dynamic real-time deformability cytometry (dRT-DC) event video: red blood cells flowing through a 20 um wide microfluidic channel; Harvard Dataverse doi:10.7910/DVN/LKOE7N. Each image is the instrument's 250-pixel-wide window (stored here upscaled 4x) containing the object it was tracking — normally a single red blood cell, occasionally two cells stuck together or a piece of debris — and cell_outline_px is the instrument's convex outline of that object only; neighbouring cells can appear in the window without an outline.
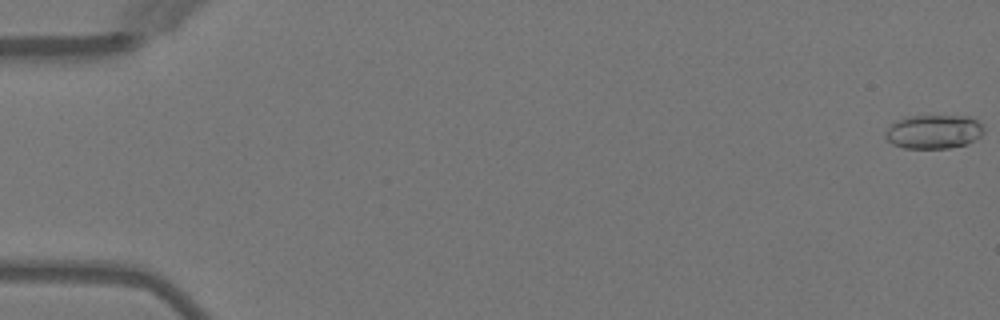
{"species": "Egyptian fruit bat (a non-hibernating species)", "species_latin": "Rousettus aegyptiacus", "temperature_condition": "warm", "stored_images_in_passage": 51, "camera_frame_rate_fps": 3000, "um_per_image_px": 0.085, "animal": {"sex": "female"}, "frame": {"image": 1, "passage_image": 1, "time_ms": 0.0, "image_size_px": [1000, 320], "cell_outline_px": [[984, 132], [980, 136], [964, 144], [948, 148], [904, 148], [892, 144], [884, 136], [884, 132], [896, 120], [908, 116], [968, 116], [984, 124]], "centroid_in_image_um": [79.35, 11.18], "position_along_channel_um": 5.6, "area_um2": 19.42}}
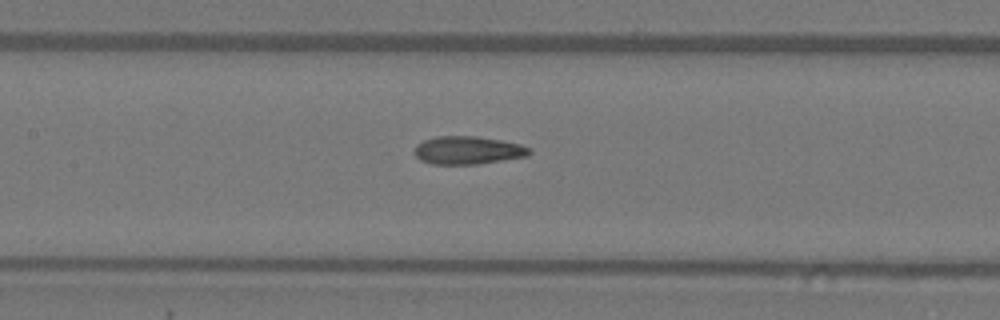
{"frame": {"image": 2, "passage_image": 25, "time_ms": 8.0, "image_size_px": [1000, 320], "cell_outline_px": [[532, 152], [528, 156], [476, 164], [432, 164], [420, 160], [412, 152], [416, 144], [424, 140], [436, 136], [476, 136], [504, 140], [520, 144], [528, 148]], "centroid_in_image_um": [39.73, 12.76], "position_along_channel_um": 167.7, "area_um2": 18.9}}
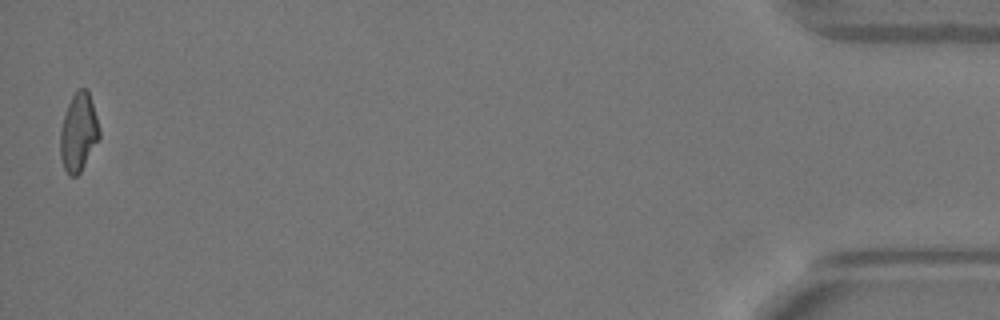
{"frame": {"image": 3, "passage_image": 51, "time_ms": 16.667, "image_size_px": [1000, 320], "cell_outline_px": [[100, 136], [80, 172], [76, 176], [68, 176], [64, 168], [60, 156], [60, 132], [64, 116], [68, 104], [72, 96], [80, 88], [88, 88], [96, 116], [100, 132]], "centroid_in_image_um": [6.66, 11.25], "position_along_channel_um": 428.5, "area_um2": 17.57}, "authors_computed_cell_mechanics": {"area_um2": 18.6116, "velocity_mm_per_s": 4.0505, "shape_relaxation_time_tau1_ms": 11.1462, "shape_relaxation_time_tau2_ms": 2.096, "deformation_change_tau1": 0.2982, "deformation_change_tau2": 0.0929}}